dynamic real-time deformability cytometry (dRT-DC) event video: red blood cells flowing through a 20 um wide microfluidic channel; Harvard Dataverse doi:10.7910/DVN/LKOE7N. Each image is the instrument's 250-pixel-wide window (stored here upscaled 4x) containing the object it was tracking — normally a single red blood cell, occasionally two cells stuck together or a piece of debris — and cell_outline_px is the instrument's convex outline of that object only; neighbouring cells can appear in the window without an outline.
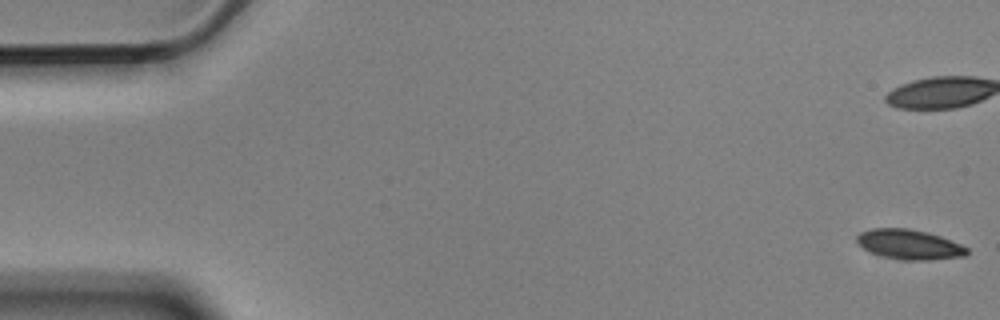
{"species": "Egyptian fruit bat (a non-hibernating species)", "species_latin": "Rousettus aegyptiacus", "temperature_condition": "cold", "stored_images_in_passage": 6, "camera_frame_rate_fps": 3000, "um_per_image_px": 0.085, "animal": {"sex": "male"}, "frame": {"image": 1, "passage_image": 1, "time_ms": 0.0, "image_size_px": [1000, 320], "cell_outline_px": [[968, 252], [964, 256], [928, 260], [904, 260], [884, 256], [872, 252], [856, 244], [856, 236], [860, 232], [872, 228], [908, 228], [928, 232], [940, 236], [960, 244], [968, 248]], "centroid_in_image_um": [77.27, 20.76], "position_along_channel_um": 7.7, "area_um2": 19.07}}